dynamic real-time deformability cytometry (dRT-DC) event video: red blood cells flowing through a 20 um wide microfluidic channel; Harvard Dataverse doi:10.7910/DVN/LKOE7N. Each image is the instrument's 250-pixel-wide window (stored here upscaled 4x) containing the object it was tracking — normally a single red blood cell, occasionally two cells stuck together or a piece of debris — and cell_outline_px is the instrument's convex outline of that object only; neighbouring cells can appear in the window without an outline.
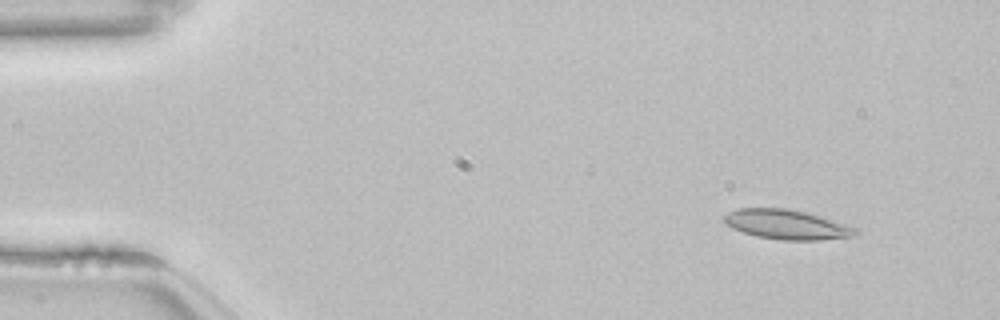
{"species": "common noctule bat (a hibernating species)", "species_latin": "Nyctalus noctula", "temperature_condition": "room temperature", "stored_images_in_passage": 53, "camera_frame_rate_fps": 3000, "um_per_image_px": 0.085, "animal": {"sex": "female", "body_mass_g": 22.7, "forearm_length_mm": 54.2}, "frame": {"image": 1, "passage_image": 5, "time_ms": 1.333, "image_size_px": [1000, 320], "cell_outline_px": [[860, 232], [848, 236], [820, 240], [780, 240], [756, 236], [732, 228], [724, 224], [724, 216], [728, 212], [740, 208], [788, 208], [808, 212], [856, 228]], "centroid_in_image_um": [66.82, 19.07], "position_along_channel_um": 18.2, "area_um2": 22.54}}
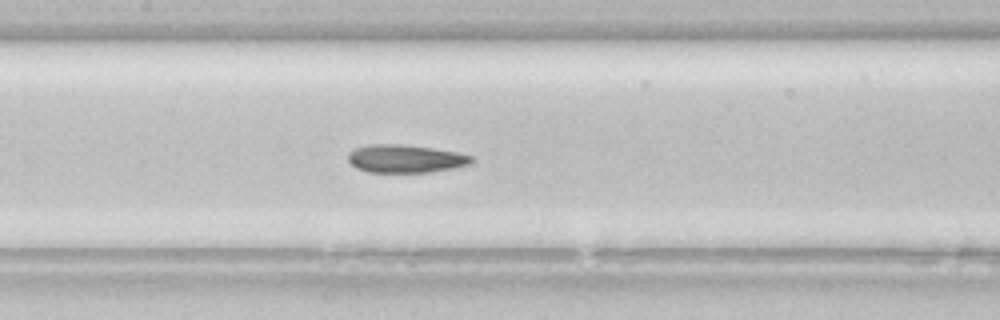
{"frame": {"image": 2, "passage_image": 25, "time_ms": 8.0, "image_size_px": [1000, 320], "cell_outline_px": [[472, 160], [468, 164], [452, 168], [432, 172], [368, 172], [356, 168], [348, 160], [348, 152], [356, 148], [368, 144], [400, 144], [432, 148], [456, 152], [472, 156]], "centroid_in_image_um": [34.41, 13.49], "position_along_channel_um": 173.0, "area_um2": 20.0}}
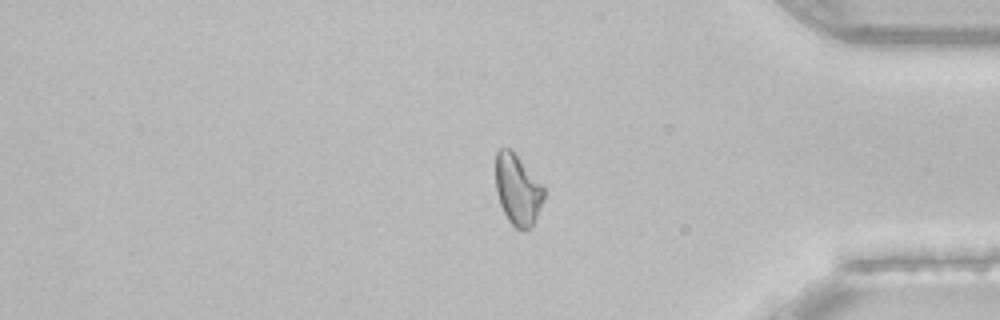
{"frame": {"image": 3, "passage_image": 44, "time_ms": 14.333, "image_size_px": [1000, 320], "cell_outline_px": [[544, 200], [532, 224], [524, 232], [516, 228], [508, 220], [500, 204], [496, 192], [496, 152], [500, 148], [512, 148], [544, 184]], "centroid_in_image_um": [44.01, 16.07], "position_along_channel_um": 391.2, "area_um2": 20.23}, "authors_computed_cell_mechanics": {"area_um2": 21.2126, "velocity_mm_per_s": 3.8217, "shape_relaxation_time_tau1_ms": null, "shape_relaxation_time_tau2_ms": 5.4172, "deformation_change_tau1": null, "deformation_change_tau2": 0.1046}}